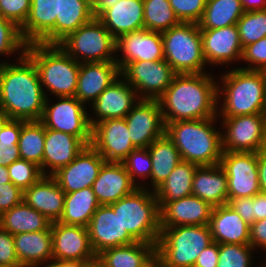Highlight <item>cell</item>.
<instances>
[{
	"instance_id": "obj_1",
	"label": "cell",
	"mask_w": 266,
	"mask_h": 267,
	"mask_svg": "<svg viewBox=\"0 0 266 267\" xmlns=\"http://www.w3.org/2000/svg\"><path fill=\"white\" fill-rule=\"evenodd\" d=\"M19 65H0V111L5 118L40 121L46 94L34 62L21 53Z\"/></svg>"
},
{
	"instance_id": "obj_2",
	"label": "cell",
	"mask_w": 266,
	"mask_h": 267,
	"mask_svg": "<svg viewBox=\"0 0 266 267\" xmlns=\"http://www.w3.org/2000/svg\"><path fill=\"white\" fill-rule=\"evenodd\" d=\"M218 87L206 73L176 74L158 99L164 124L216 117Z\"/></svg>"
},
{
	"instance_id": "obj_3",
	"label": "cell",
	"mask_w": 266,
	"mask_h": 267,
	"mask_svg": "<svg viewBox=\"0 0 266 267\" xmlns=\"http://www.w3.org/2000/svg\"><path fill=\"white\" fill-rule=\"evenodd\" d=\"M215 117L200 120H179L165 124V134L178 149L182 161L200 166L220 164L222 134L216 132Z\"/></svg>"
},
{
	"instance_id": "obj_4",
	"label": "cell",
	"mask_w": 266,
	"mask_h": 267,
	"mask_svg": "<svg viewBox=\"0 0 266 267\" xmlns=\"http://www.w3.org/2000/svg\"><path fill=\"white\" fill-rule=\"evenodd\" d=\"M25 54L34 62L40 83L52 94L75 96L80 61L69 56L59 44L31 43Z\"/></svg>"
},
{
	"instance_id": "obj_5",
	"label": "cell",
	"mask_w": 266,
	"mask_h": 267,
	"mask_svg": "<svg viewBox=\"0 0 266 267\" xmlns=\"http://www.w3.org/2000/svg\"><path fill=\"white\" fill-rule=\"evenodd\" d=\"M152 194L138 187L109 204L117 213L123 230H127L137 242L156 244L161 233L160 206L155 193Z\"/></svg>"
},
{
	"instance_id": "obj_6",
	"label": "cell",
	"mask_w": 266,
	"mask_h": 267,
	"mask_svg": "<svg viewBox=\"0 0 266 267\" xmlns=\"http://www.w3.org/2000/svg\"><path fill=\"white\" fill-rule=\"evenodd\" d=\"M222 77L224 91L218 88L217 93L218 98L219 93L225 95L223 118L266 114V84L260 71L237 68Z\"/></svg>"
},
{
	"instance_id": "obj_7",
	"label": "cell",
	"mask_w": 266,
	"mask_h": 267,
	"mask_svg": "<svg viewBox=\"0 0 266 267\" xmlns=\"http://www.w3.org/2000/svg\"><path fill=\"white\" fill-rule=\"evenodd\" d=\"M212 241L209 225L161 227L156 259L162 267H193Z\"/></svg>"
},
{
	"instance_id": "obj_8",
	"label": "cell",
	"mask_w": 266,
	"mask_h": 267,
	"mask_svg": "<svg viewBox=\"0 0 266 267\" xmlns=\"http://www.w3.org/2000/svg\"><path fill=\"white\" fill-rule=\"evenodd\" d=\"M164 59L177 74H201L206 60L198 23L180 22L161 33Z\"/></svg>"
},
{
	"instance_id": "obj_9",
	"label": "cell",
	"mask_w": 266,
	"mask_h": 267,
	"mask_svg": "<svg viewBox=\"0 0 266 267\" xmlns=\"http://www.w3.org/2000/svg\"><path fill=\"white\" fill-rule=\"evenodd\" d=\"M59 46L77 62H109L116 52V38L97 19L79 27L63 39Z\"/></svg>"
},
{
	"instance_id": "obj_10",
	"label": "cell",
	"mask_w": 266,
	"mask_h": 267,
	"mask_svg": "<svg viewBox=\"0 0 266 267\" xmlns=\"http://www.w3.org/2000/svg\"><path fill=\"white\" fill-rule=\"evenodd\" d=\"M59 102L48 106L46 98L40 122L47 129L61 131L78 137L86 146L92 142V127L84 104L75 96L58 97Z\"/></svg>"
},
{
	"instance_id": "obj_11",
	"label": "cell",
	"mask_w": 266,
	"mask_h": 267,
	"mask_svg": "<svg viewBox=\"0 0 266 267\" xmlns=\"http://www.w3.org/2000/svg\"><path fill=\"white\" fill-rule=\"evenodd\" d=\"M177 73L165 60L158 61H134L128 63L120 75L129 83L135 91L145 92L140 99L158 100L171 85Z\"/></svg>"
},
{
	"instance_id": "obj_12",
	"label": "cell",
	"mask_w": 266,
	"mask_h": 267,
	"mask_svg": "<svg viewBox=\"0 0 266 267\" xmlns=\"http://www.w3.org/2000/svg\"><path fill=\"white\" fill-rule=\"evenodd\" d=\"M227 128L222 134L223 152H259L266 147V114L222 118Z\"/></svg>"
},
{
	"instance_id": "obj_13",
	"label": "cell",
	"mask_w": 266,
	"mask_h": 267,
	"mask_svg": "<svg viewBox=\"0 0 266 267\" xmlns=\"http://www.w3.org/2000/svg\"><path fill=\"white\" fill-rule=\"evenodd\" d=\"M220 165L227 175L228 198L253 197L260 192L257 153L223 152Z\"/></svg>"
},
{
	"instance_id": "obj_14",
	"label": "cell",
	"mask_w": 266,
	"mask_h": 267,
	"mask_svg": "<svg viewBox=\"0 0 266 267\" xmlns=\"http://www.w3.org/2000/svg\"><path fill=\"white\" fill-rule=\"evenodd\" d=\"M125 120L130 140L136 148H148L165 134V124L158 100L139 99Z\"/></svg>"
},
{
	"instance_id": "obj_15",
	"label": "cell",
	"mask_w": 266,
	"mask_h": 267,
	"mask_svg": "<svg viewBox=\"0 0 266 267\" xmlns=\"http://www.w3.org/2000/svg\"><path fill=\"white\" fill-rule=\"evenodd\" d=\"M91 146L106 162H122L136 147L125 118L107 119L92 127Z\"/></svg>"
},
{
	"instance_id": "obj_16",
	"label": "cell",
	"mask_w": 266,
	"mask_h": 267,
	"mask_svg": "<svg viewBox=\"0 0 266 267\" xmlns=\"http://www.w3.org/2000/svg\"><path fill=\"white\" fill-rule=\"evenodd\" d=\"M105 159L91 146H86L67 166L52 176L65 194L92 187Z\"/></svg>"
},
{
	"instance_id": "obj_17",
	"label": "cell",
	"mask_w": 266,
	"mask_h": 267,
	"mask_svg": "<svg viewBox=\"0 0 266 267\" xmlns=\"http://www.w3.org/2000/svg\"><path fill=\"white\" fill-rule=\"evenodd\" d=\"M90 243L96 255L103 250L137 242L123 230L117 213L109 205H100L88 225Z\"/></svg>"
},
{
	"instance_id": "obj_18",
	"label": "cell",
	"mask_w": 266,
	"mask_h": 267,
	"mask_svg": "<svg viewBox=\"0 0 266 267\" xmlns=\"http://www.w3.org/2000/svg\"><path fill=\"white\" fill-rule=\"evenodd\" d=\"M53 260H87L96 254L90 243L88 227L51 224Z\"/></svg>"
},
{
	"instance_id": "obj_19",
	"label": "cell",
	"mask_w": 266,
	"mask_h": 267,
	"mask_svg": "<svg viewBox=\"0 0 266 267\" xmlns=\"http://www.w3.org/2000/svg\"><path fill=\"white\" fill-rule=\"evenodd\" d=\"M116 50H121L124 55L122 60H116L120 71L134 61L164 59L162 34L146 29L121 35L116 39Z\"/></svg>"
},
{
	"instance_id": "obj_20",
	"label": "cell",
	"mask_w": 266,
	"mask_h": 267,
	"mask_svg": "<svg viewBox=\"0 0 266 267\" xmlns=\"http://www.w3.org/2000/svg\"><path fill=\"white\" fill-rule=\"evenodd\" d=\"M58 0H31L27 20L20 28L27 44H56Z\"/></svg>"
},
{
	"instance_id": "obj_21",
	"label": "cell",
	"mask_w": 266,
	"mask_h": 267,
	"mask_svg": "<svg viewBox=\"0 0 266 267\" xmlns=\"http://www.w3.org/2000/svg\"><path fill=\"white\" fill-rule=\"evenodd\" d=\"M206 63L225 64L241 59L243 47L237 25L219 29H200Z\"/></svg>"
},
{
	"instance_id": "obj_22",
	"label": "cell",
	"mask_w": 266,
	"mask_h": 267,
	"mask_svg": "<svg viewBox=\"0 0 266 267\" xmlns=\"http://www.w3.org/2000/svg\"><path fill=\"white\" fill-rule=\"evenodd\" d=\"M123 80L113 81L91 104L99 118L94 120L89 117L91 127L102 120L125 118L136 104L134 102L139 101L135 100V89Z\"/></svg>"
},
{
	"instance_id": "obj_23",
	"label": "cell",
	"mask_w": 266,
	"mask_h": 267,
	"mask_svg": "<svg viewBox=\"0 0 266 267\" xmlns=\"http://www.w3.org/2000/svg\"><path fill=\"white\" fill-rule=\"evenodd\" d=\"M138 187L141 186L132 182L122 162H105L92 185L100 205L117 202Z\"/></svg>"
},
{
	"instance_id": "obj_24",
	"label": "cell",
	"mask_w": 266,
	"mask_h": 267,
	"mask_svg": "<svg viewBox=\"0 0 266 267\" xmlns=\"http://www.w3.org/2000/svg\"><path fill=\"white\" fill-rule=\"evenodd\" d=\"M213 206L193 194L160 208L161 227L209 225Z\"/></svg>"
},
{
	"instance_id": "obj_25",
	"label": "cell",
	"mask_w": 266,
	"mask_h": 267,
	"mask_svg": "<svg viewBox=\"0 0 266 267\" xmlns=\"http://www.w3.org/2000/svg\"><path fill=\"white\" fill-rule=\"evenodd\" d=\"M119 76L120 69L116 61L80 62L75 97L83 104L90 99L93 103Z\"/></svg>"
},
{
	"instance_id": "obj_26",
	"label": "cell",
	"mask_w": 266,
	"mask_h": 267,
	"mask_svg": "<svg viewBox=\"0 0 266 267\" xmlns=\"http://www.w3.org/2000/svg\"><path fill=\"white\" fill-rule=\"evenodd\" d=\"M23 201L50 221H59L64 211L65 193L53 176L43 175L23 191Z\"/></svg>"
},
{
	"instance_id": "obj_27",
	"label": "cell",
	"mask_w": 266,
	"mask_h": 267,
	"mask_svg": "<svg viewBox=\"0 0 266 267\" xmlns=\"http://www.w3.org/2000/svg\"><path fill=\"white\" fill-rule=\"evenodd\" d=\"M209 227L213 242L250 244V225L229 204L213 208Z\"/></svg>"
},
{
	"instance_id": "obj_28",
	"label": "cell",
	"mask_w": 266,
	"mask_h": 267,
	"mask_svg": "<svg viewBox=\"0 0 266 267\" xmlns=\"http://www.w3.org/2000/svg\"><path fill=\"white\" fill-rule=\"evenodd\" d=\"M85 147L78 137L45 128L43 175L52 176L60 168L70 164ZM47 166L51 168L50 174L45 172Z\"/></svg>"
},
{
	"instance_id": "obj_29",
	"label": "cell",
	"mask_w": 266,
	"mask_h": 267,
	"mask_svg": "<svg viewBox=\"0 0 266 267\" xmlns=\"http://www.w3.org/2000/svg\"><path fill=\"white\" fill-rule=\"evenodd\" d=\"M118 39L125 33L144 29L143 0H121L97 18Z\"/></svg>"
},
{
	"instance_id": "obj_30",
	"label": "cell",
	"mask_w": 266,
	"mask_h": 267,
	"mask_svg": "<svg viewBox=\"0 0 266 267\" xmlns=\"http://www.w3.org/2000/svg\"><path fill=\"white\" fill-rule=\"evenodd\" d=\"M192 194L213 207L228 204L227 175L220 164L195 170Z\"/></svg>"
},
{
	"instance_id": "obj_31",
	"label": "cell",
	"mask_w": 266,
	"mask_h": 267,
	"mask_svg": "<svg viewBox=\"0 0 266 267\" xmlns=\"http://www.w3.org/2000/svg\"><path fill=\"white\" fill-rule=\"evenodd\" d=\"M13 239L21 267H38L53 260L51 229L20 233L14 235Z\"/></svg>"
},
{
	"instance_id": "obj_32",
	"label": "cell",
	"mask_w": 266,
	"mask_h": 267,
	"mask_svg": "<svg viewBox=\"0 0 266 267\" xmlns=\"http://www.w3.org/2000/svg\"><path fill=\"white\" fill-rule=\"evenodd\" d=\"M50 221L24 201L0 215V226L11 235L51 229Z\"/></svg>"
},
{
	"instance_id": "obj_33",
	"label": "cell",
	"mask_w": 266,
	"mask_h": 267,
	"mask_svg": "<svg viewBox=\"0 0 266 267\" xmlns=\"http://www.w3.org/2000/svg\"><path fill=\"white\" fill-rule=\"evenodd\" d=\"M109 267H148L156 259V244L135 242L98 254Z\"/></svg>"
},
{
	"instance_id": "obj_34",
	"label": "cell",
	"mask_w": 266,
	"mask_h": 267,
	"mask_svg": "<svg viewBox=\"0 0 266 267\" xmlns=\"http://www.w3.org/2000/svg\"><path fill=\"white\" fill-rule=\"evenodd\" d=\"M94 18L87 0H58L56 16V44Z\"/></svg>"
},
{
	"instance_id": "obj_35",
	"label": "cell",
	"mask_w": 266,
	"mask_h": 267,
	"mask_svg": "<svg viewBox=\"0 0 266 267\" xmlns=\"http://www.w3.org/2000/svg\"><path fill=\"white\" fill-rule=\"evenodd\" d=\"M98 203L92 187L65 194L64 211L58 222L88 227Z\"/></svg>"
},
{
	"instance_id": "obj_36",
	"label": "cell",
	"mask_w": 266,
	"mask_h": 267,
	"mask_svg": "<svg viewBox=\"0 0 266 267\" xmlns=\"http://www.w3.org/2000/svg\"><path fill=\"white\" fill-rule=\"evenodd\" d=\"M197 165L181 161L168 178L155 190L160 208L166 202H173L192 194V183Z\"/></svg>"
},
{
	"instance_id": "obj_37",
	"label": "cell",
	"mask_w": 266,
	"mask_h": 267,
	"mask_svg": "<svg viewBox=\"0 0 266 267\" xmlns=\"http://www.w3.org/2000/svg\"><path fill=\"white\" fill-rule=\"evenodd\" d=\"M148 151L152 161L151 182L154 191L168 178L173 169L182 161V158L166 134L156 139L148 147Z\"/></svg>"
},
{
	"instance_id": "obj_38",
	"label": "cell",
	"mask_w": 266,
	"mask_h": 267,
	"mask_svg": "<svg viewBox=\"0 0 266 267\" xmlns=\"http://www.w3.org/2000/svg\"><path fill=\"white\" fill-rule=\"evenodd\" d=\"M244 12L241 0H207L198 26L200 29H219L237 25Z\"/></svg>"
},
{
	"instance_id": "obj_39",
	"label": "cell",
	"mask_w": 266,
	"mask_h": 267,
	"mask_svg": "<svg viewBox=\"0 0 266 267\" xmlns=\"http://www.w3.org/2000/svg\"><path fill=\"white\" fill-rule=\"evenodd\" d=\"M45 127L40 121H23L18 147L20 159L34 162L43 173Z\"/></svg>"
},
{
	"instance_id": "obj_40",
	"label": "cell",
	"mask_w": 266,
	"mask_h": 267,
	"mask_svg": "<svg viewBox=\"0 0 266 267\" xmlns=\"http://www.w3.org/2000/svg\"><path fill=\"white\" fill-rule=\"evenodd\" d=\"M144 29L163 33L180 23L168 0H143Z\"/></svg>"
},
{
	"instance_id": "obj_41",
	"label": "cell",
	"mask_w": 266,
	"mask_h": 267,
	"mask_svg": "<svg viewBox=\"0 0 266 267\" xmlns=\"http://www.w3.org/2000/svg\"><path fill=\"white\" fill-rule=\"evenodd\" d=\"M242 47L266 37V9L247 11L237 22Z\"/></svg>"
},
{
	"instance_id": "obj_42",
	"label": "cell",
	"mask_w": 266,
	"mask_h": 267,
	"mask_svg": "<svg viewBox=\"0 0 266 267\" xmlns=\"http://www.w3.org/2000/svg\"><path fill=\"white\" fill-rule=\"evenodd\" d=\"M8 173L11 183L22 191L31 187L43 176L37 164L24 159H19L9 165Z\"/></svg>"
},
{
	"instance_id": "obj_43",
	"label": "cell",
	"mask_w": 266,
	"mask_h": 267,
	"mask_svg": "<svg viewBox=\"0 0 266 267\" xmlns=\"http://www.w3.org/2000/svg\"><path fill=\"white\" fill-rule=\"evenodd\" d=\"M250 244H219L217 267H250Z\"/></svg>"
},
{
	"instance_id": "obj_44",
	"label": "cell",
	"mask_w": 266,
	"mask_h": 267,
	"mask_svg": "<svg viewBox=\"0 0 266 267\" xmlns=\"http://www.w3.org/2000/svg\"><path fill=\"white\" fill-rule=\"evenodd\" d=\"M27 45L21 35L20 27L0 16V54L9 55L20 48L26 51Z\"/></svg>"
},
{
	"instance_id": "obj_45",
	"label": "cell",
	"mask_w": 266,
	"mask_h": 267,
	"mask_svg": "<svg viewBox=\"0 0 266 267\" xmlns=\"http://www.w3.org/2000/svg\"><path fill=\"white\" fill-rule=\"evenodd\" d=\"M126 171L135 184V176L151 178L152 161L148 148H136L123 161Z\"/></svg>"
},
{
	"instance_id": "obj_46",
	"label": "cell",
	"mask_w": 266,
	"mask_h": 267,
	"mask_svg": "<svg viewBox=\"0 0 266 267\" xmlns=\"http://www.w3.org/2000/svg\"><path fill=\"white\" fill-rule=\"evenodd\" d=\"M180 22L198 23L205 11L207 0H168Z\"/></svg>"
},
{
	"instance_id": "obj_47",
	"label": "cell",
	"mask_w": 266,
	"mask_h": 267,
	"mask_svg": "<svg viewBox=\"0 0 266 267\" xmlns=\"http://www.w3.org/2000/svg\"><path fill=\"white\" fill-rule=\"evenodd\" d=\"M31 0H0V16L22 27L30 12Z\"/></svg>"
},
{
	"instance_id": "obj_48",
	"label": "cell",
	"mask_w": 266,
	"mask_h": 267,
	"mask_svg": "<svg viewBox=\"0 0 266 267\" xmlns=\"http://www.w3.org/2000/svg\"><path fill=\"white\" fill-rule=\"evenodd\" d=\"M241 59L246 60L249 64L251 63L246 68L243 67L241 69L260 71L266 66V37L245 46ZM252 64H255V66L257 64V66L254 67Z\"/></svg>"
},
{
	"instance_id": "obj_49",
	"label": "cell",
	"mask_w": 266,
	"mask_h": 267,
	"mask_svg": "<svg viewBox=\"0 0 266 267\" xmlns=\"http://www.w3.org/2000/svg\"><path fill=\"white\" fill-rule=\"evenodd\" d=\"M0 265L21 267L14 246L13 235L0 226Z\"/></svg>"
},
{
	"instance_id": "obj_50",
	"label": "cell",
	"mask_w": 266,
	"mask_h": 267,
	"mask_svg": "<svg viewBox=\"0 0 266 267\" xmlns=\"http://www.w3.org/2000/svg\"><path fill=\"white\" fill-rule=\"evenodd\" d=\"M21 129L22 120L5 118L0 125V145L8 148L18 145Z\"/></svg>"
},
{
	"instance_id": "obj_51",
	"label": "cell",
	"mask_w": 266,
	"mask_h": 267,
	"mask_svg": "<svg viewBox=\"0 0 266 267\" xmlns=\"http://www.w3.org/2000/svg\"><path fill=\"white\" fill-rule=\"evenodd\" d=\"M23 201V191L13 183L0 184V215Z\"/></svg>"
},
{
	"instance_id": "obj_52",
	"label": "cell",
	"mask_w": 266,
	"mask_h": 267,
	"mask_svg": "<svg viewBox=\"0 0 266 267\" xmlns=\"http://www.w3.org/2000/svg\"><path fill=\"white\" fill-rule=\"evenodd\" d=\"M228 204L247 224L251 226L255 222L253 214V197L228 198Z\"/></svg>"
},
{
	"instance_id": "obj_53",
	"label": "cell",
	"mask_w": 266,
	"mask_h": 267,
	"mask_svg": "<svg viewBox=\"0 0 266 267\" xmlns=\"http://www.w3.org/2000/svg\"><path fill=\"white\" fill-rule=\"evenodd\" d=\"M219 244L211 242L197 257L193 267H217Z\"/></svg>"
},
{
	"instance_id": "obj_54",
	"label": "cell",
	"mask_w": 266,
	"mask_h": 267,
	"mask_svg": "<svg viewBox=\"0 0 266 267\" xmlns=\"http://www.w3.org/2000/svg\"><path fill=\"white\" fill-rule=\"evenodd\" d=\"M250 245L264 247L266 249V218L255 221L250 226Z\"/></svg>"
},
{
	"instance_id": "obj_55",
	"label": "cell",
	"mask_w": 266,
	"mask_h": 267,
	"mask_svg": "<svg viewBox=\"0 0 266 267\" xmlns=\"http://www.w3.org/2000/svg\"><path fill=\"white\" fill-rule=\"evenodd\" d=\"M20 159L19 147L18 145L11 147H6L4 144L0 145V165L8 167L14 161Z\"/></svg>"
},
{
	"instance_id": "obj_56",
	"label": "cell",
	"mask_w": 266,
	"mask_h": 267,
	"mask_svg": "<svg viewBox=\"0 0 266 267\" xmlns=\"http://www.w3.org/2000/svg\"><path fill=\"white\" fill-rule=\"evenodd\" d=\"M257 170L260 192L266 193V147L257 152Z\"/></svg>"
},
{
	"instance_id": "obj_57",
	"label": "cell",
	"mask_w": 266,
	"mask_h": 267,
	"mask_svg": "<svg viewBox=\"0 0 266 267\" xmlns=\"http://www.w3.org/2000/svg\"><path fill=\"white\" fill-rule=\"evenodd\" d=\"M253 214L255 221L266 218V193L259 192L253 196Z\"/></svg>"
},
{
	"instance_id": "obj_58",
	"label": "cell",
	"mask_w": 266,
	"mask_h": 267,
	"mask_svg": "<svg viewBox=\"0 0 266 267\" xmlns=\"http://www.w3.org/2000/svg\"><path fill=\"white\" fill-rule=\"evenodd\" d=\"M121 0H96L92 5V13L94 18H98L106 9L115 5Z\"/></svg>"
},
{
	"instance_id": "obj_59",
	"label": "cell",
	"mask_w": 266,
	"mask_h": 267,
	"mask_svg": "<svg viewBox=\"0 0 266 267\" xmlns=\"http://www.w3.org/2000/svg\"><path fill=\"white\" fill-rule=\"evenodd\" d=\"M45 267H87V260L51 261Z\"/></svg>"
},
{
	"instance_id": "obj_60",
	"label": "cell",
	"mask_w": 266,
	"mask_h": 267,
	"mask_svg": "<svg viewBox=\"0 0 266 267\" xmlns=\"http://www.w3.org/2000/svg\"><path fill=\"white\" fill-rule=\"evenodd\" d=\"M241 4L245 12L266 9V0H241Z\"/></svg>"
},
{
	"instance_id": "obj_61",
	"label": "cell",
	"mask_w": 266,
	"mask_h": 267,
	"mask_svg": "<svg viewBox=\"0 0 266 267\" xmlns=\"http://www.w3.org/2000/svg\"><path fill=\"white\" fill-rule=\"evenodd\" d=\"M87 267H109L99 255L87 259Z\"/></svg>"
},
{
	"instance_id": "obj_62",
	"label": "cell",
	"mask_w": 266,
	"mask_h": 267,
	"mask_svg": "<svg viewBox=\"0 0 266 267\" xmlns=\"http://www.w3.org/2000/svg\"><path fill=\"white\" fill-rule=\"evenodd\" d=\"M10 182L8 167L0 165V184L4 185Z\"/></svg>"
},
{
	"instance_id": "obj_63",
	"label": "cell",
	"mask_w": 266,
	"mask_h": 267,
	"mask_svg": "<svg viewBox=\"0 0 266 267\" xmlns=\"http://www.w3.org/2000/svg\"><path fill=\"white\" fill-rule=\"evenodd\" d=\"M148 267H162L160 262L155 259Z\"/></svg>"
},
{
	"instance_id": "obj_64",
	"label": "cell",
	"mask_w": 266,
	"mask_h": 267,
	"mask_svg": "<svg viewBox=\"0 0 266 267\" xmlns=\"http://www.w3.org/2000/svg\"><path fill=\"white\" fill-rule=\"evenodd\" d=\"M260 72L262 73V76H263V78H264V82H265V84H266V66H264V67L260 70Z\"/></svg>"
},
{
	"instance_id": "obj_65",
	"label": "cell",
	"mask_w": 266,
	"mask_h": 267,
	"mask_svg": "<svg viewBox=\"0 0 266 267\" xmlns=\"http://www.w3.org/2000/svg\"><path fill=\"white\" fill-rule=\"evenodd\" d=\"M5 119V116L3 115V113L0 111V125L3 122V120Z\"/></svg>"
},
{
	"instance_id": "obj_66",
	"label": "cell",
	"mask_w": 266,
	"mask_h": 267,
	"mask_svg": "<svg viewBox=\"0 0 266 267\" xmlns=\"http://www.w3.org/2000/svg\"><path fill=\"white\" fill-rule=\"evenodd\" d=\"M91 5H93L95 2H96V0H87Z\"/></svg>"
},
{
	"instance_id": "obj_67",
	"label": "cell",
	"mask_w": 266,
	"mask_h": 267,
	"mask_svg": "<svg viewBox=\"0 0 266 267\" xmlns=\"http://www.w3.org/2000/svg\"><path fill=\"white\" fill-rule=\"evenodd\" d=\"M0 267H10V266H6V265H0Z\"/></svg>"
}]
</instances>
